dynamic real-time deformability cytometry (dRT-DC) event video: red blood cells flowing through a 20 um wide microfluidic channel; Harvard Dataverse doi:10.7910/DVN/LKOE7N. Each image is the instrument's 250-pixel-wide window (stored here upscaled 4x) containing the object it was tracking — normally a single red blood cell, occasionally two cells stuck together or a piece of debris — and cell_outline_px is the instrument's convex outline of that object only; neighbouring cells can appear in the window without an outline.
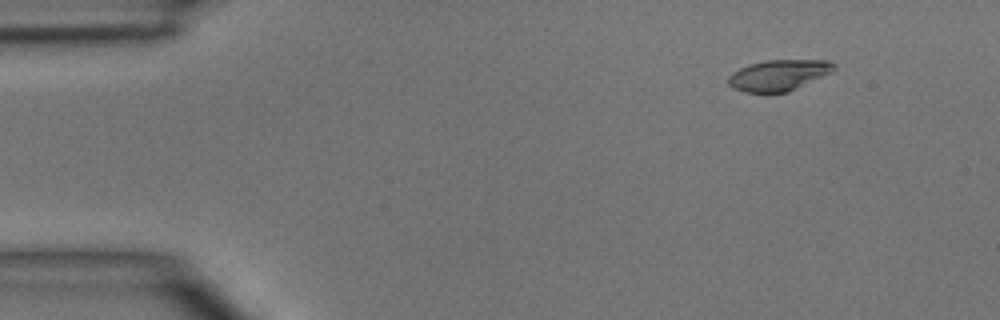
{"species": "common noctule bat (a hibernating species)", "species_latin": "Nyctalus noctula", "temperature_condition": "room temperature", "stored_images_in_passage": 4, "camera_frame_rate_fps": 3000, "um_per_image_px": 0.085, "animal": {"sex": "male", "body_mass_g": 15.6}, "frame": {"image": 1, "passage_image": 2, "time_ms": 1.0, "image_size_px": [1000, 320], "cell_outline_px": [[836, 68], [832, 72], [788, 92], [744, 92], [728, 84], [728, 76], [740, 68], [748, 64], [768, 60], [828, 60], [836, 64]], "centroid_in_image_um": [66.21, 6.38], "position_along_channel_um": 18.8, "area_um2": 18.9}}